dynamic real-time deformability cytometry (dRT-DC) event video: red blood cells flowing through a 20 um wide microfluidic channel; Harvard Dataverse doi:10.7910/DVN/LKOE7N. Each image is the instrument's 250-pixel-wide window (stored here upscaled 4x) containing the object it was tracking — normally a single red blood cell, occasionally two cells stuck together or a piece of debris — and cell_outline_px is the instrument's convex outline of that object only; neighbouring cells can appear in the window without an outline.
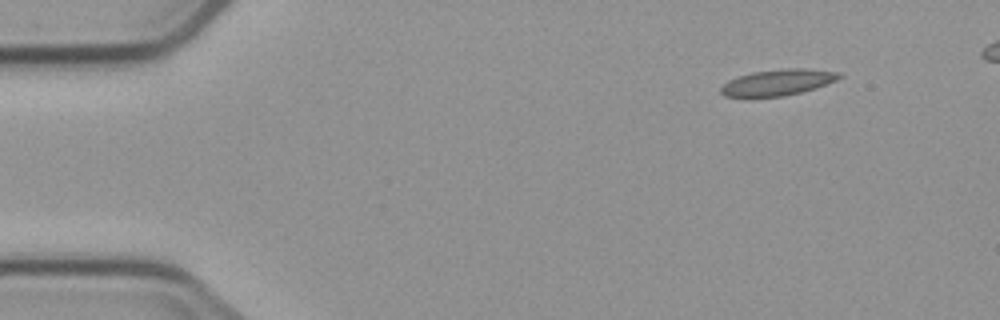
{"species": "common noctule bat (a hibernating species)", "species_latin": "Nyctalus noctula", "temperature_condition": "cold", "stored_images_in_passage": 6, "segment_of_instrument_passage": [2, 2], "camera_frame_rate_fps": 3000, "um_per_image_px": 0.085, "animal": {"sex": "male", "body_mass_g": 23.1, "forearm_length_mm": 52.7}, "frame": {"image": 1, "passage_image": 6, "time_ms": 6.333, "image_size_px": [1000, 320], "cell_outline_px": [[844, 76], [836, 80], [816, 88], [784, 96], [724, 96], [720, 92], [720, 88], [728, 80], [752, 72], [784, 68], [804, 68], [836, 72]], "centroid_in_image_um": [66.12, 6.99], "position_along_channel_um": 18.9, "area_um2": 17.74}}